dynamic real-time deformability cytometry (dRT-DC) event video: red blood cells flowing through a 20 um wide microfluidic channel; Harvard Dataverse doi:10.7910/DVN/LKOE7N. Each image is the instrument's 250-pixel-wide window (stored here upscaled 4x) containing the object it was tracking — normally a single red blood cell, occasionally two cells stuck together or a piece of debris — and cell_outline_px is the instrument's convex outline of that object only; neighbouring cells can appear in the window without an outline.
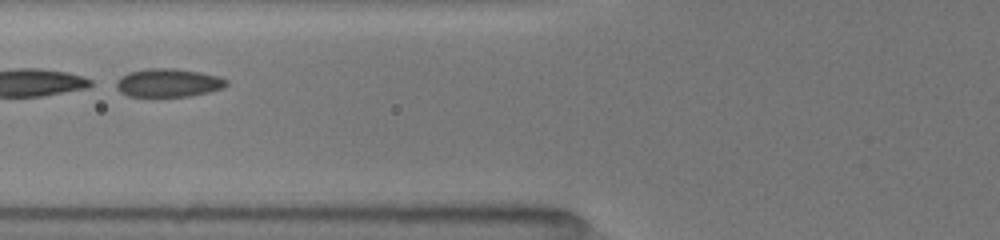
{"species": "common noctule bat (a hibernating species)", "species_latin": "Nyctalus noctula", "temperature_condition": "room temperature", "stored_images_in_passage": 38, "camera_frame_rate_fps": 3000, "um_per_image_px": 0.085, "animal": {"sex": "female", "body_mass_g": 19.5, "forearm_length_mm": 54.1}, "frame": {"image": 1, "passage_image": 9, "time_ms": 2.667, "image_size_px": [1000, 240], "cell_outline_px": [[228, 84], [224, 88], [192, 96], [128, 96], [120, 92], [116, 88], [116, 80], [120, 76], [128, 72], [148, 68], [176, 68], [200, 72], [220, 76], [228, 80]], "centroid_in_image_um": [14.31, 7.03], "position_along_channel_um": 111.5, "area_um2": 18.44}}
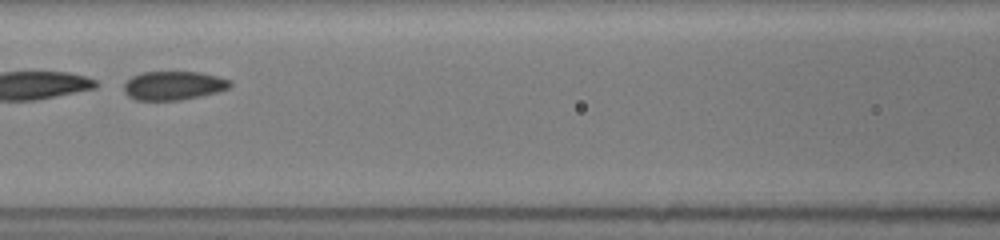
{"frame": {"image": 2, "passage_image": 12, "time_ms": 3.667, "image_size_px": [1000, 240], "cell_outline_px": [[232, 84], [228, 88], [216, 92], [200, 96], [180, 100], [136, 100], [128, 96], [124, 92], [124, 84], [132, 76], [144, 72], [200, 72], [232, 80]], "centroid_in_image_um": [14.75, 7.27], "position_along_channel_um": 151.9, "area_um2": 17.74}}
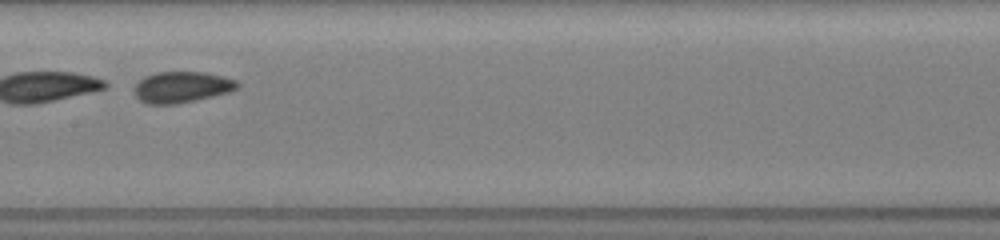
{"frame": {"image": 3, "passage_image": 15, "time_ms": 4.667, "image_size_px": [1000, 240], "cell_outline_px": [[240, 88], [228, 92], [212, 96], [176, 104], [148, 104], [140, 100], [132, 92], [132, 88], [144, 76], [156, 72], [204, 72], [240, 80]], "centroid_in_image_um": [15.45, 7.39], "position_along_channel_um": 191.9, "area_um2": 18.9}, "authors_computed_cell_mechanics": {"area_um2": 18.9295, "velocity_mm_per_s": 4.0122, "shape_relaxation_time_tau1_ms": 2.9556, "shape_relaxation_time_tau2_ms": 1.4951, "deformation_change_tau1": 0.0762, "deformation_change_tau2": 0.0552}}